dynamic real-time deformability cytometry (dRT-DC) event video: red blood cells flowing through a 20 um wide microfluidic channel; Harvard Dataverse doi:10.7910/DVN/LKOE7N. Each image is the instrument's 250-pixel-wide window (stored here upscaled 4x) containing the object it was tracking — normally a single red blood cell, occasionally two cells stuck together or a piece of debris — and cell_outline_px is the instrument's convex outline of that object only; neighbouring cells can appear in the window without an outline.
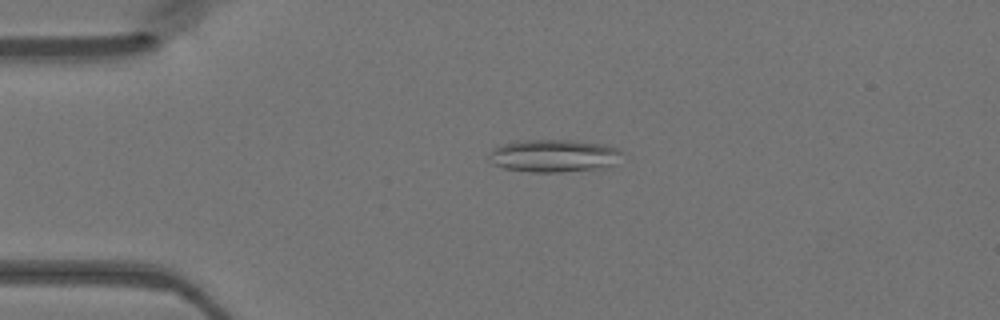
{"species": "Egyptian fruit bat (a non-hibernating species)", "species_latin": "Rousettus aegyptiacus", "temperature_condition": "warm", "stored_images_in_passage": 42, "camera_frame_rate_fps": 3000, "um_per_image_px": 0.085, "animal": {"sex": "female"}, "frame": {"image": 1, "passage_image": 5, "time_ms": 1.333, "image_size_px": [1000, 320], "cell_outline_px": [[624, 152], [616, 164], [604, 168], [560, 172], [532, 172], [504, 168], [492, 164], [488, 160], [488, 156], [492, 148], [500, 144], [516, 140], [572, 140], [604, 144], [616, 148]], "centroid_in_image_um": [47.05, 13.23], "position_along_channel_um": 37.9, "area_um2": 25.78}}
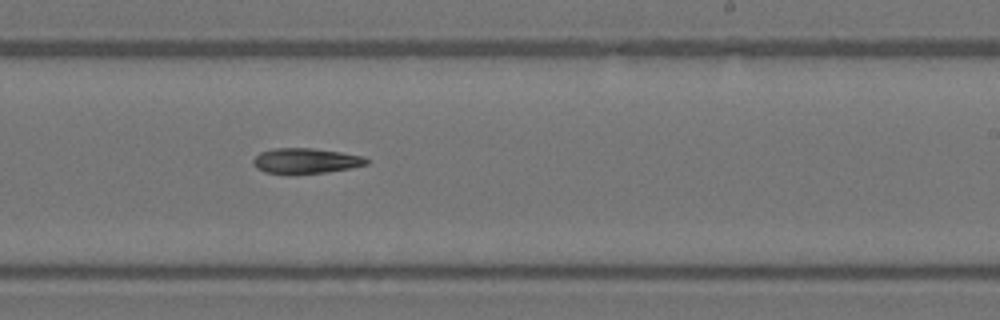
{"frame": {"image": 2, "passage_image": 23, "time_ms": 7.333, "image_size_px": [1000, 320], "cell_outline_px": [[368, 164], [348, 168], [324, 172], [288, 176], [264, 172], [256, 168], [252, 164], [252, 160], [260, 152], [276, 148], [312, 148], [340, 152], [364, 156], [368, 160]], "centroid_in_image_um": [25.92, 13.69], "position_along_channel_um": 263.1, "area_um2": 17.05}}
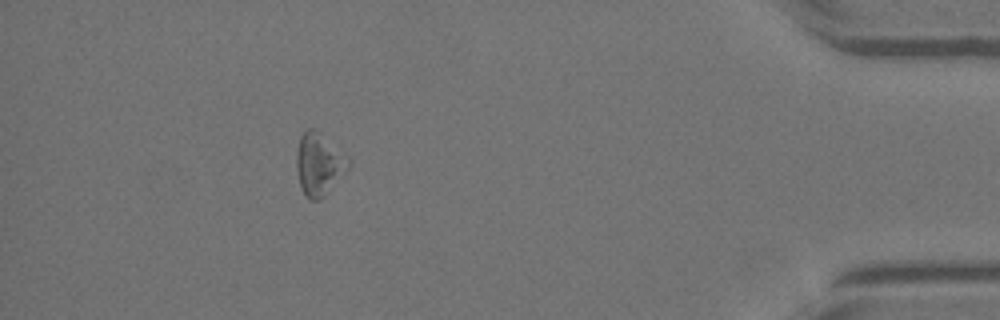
{"frame": {"image": 3, "passage_image": 37, "time_ms": 12.0, "image_size_px": [1000, 320], "cell_outline_px": [[352, 160], [348, 168], [324, 196], [320, 200], [308, 200], [300, 188], [296, 168], [296, 152], [300, 136], [308, 128], [316, 128], [348, 156]], "centroid_in_image_um": [27.1, 13.94], "position_along_channel_um": 408.1, "area_um2": 19.13}}